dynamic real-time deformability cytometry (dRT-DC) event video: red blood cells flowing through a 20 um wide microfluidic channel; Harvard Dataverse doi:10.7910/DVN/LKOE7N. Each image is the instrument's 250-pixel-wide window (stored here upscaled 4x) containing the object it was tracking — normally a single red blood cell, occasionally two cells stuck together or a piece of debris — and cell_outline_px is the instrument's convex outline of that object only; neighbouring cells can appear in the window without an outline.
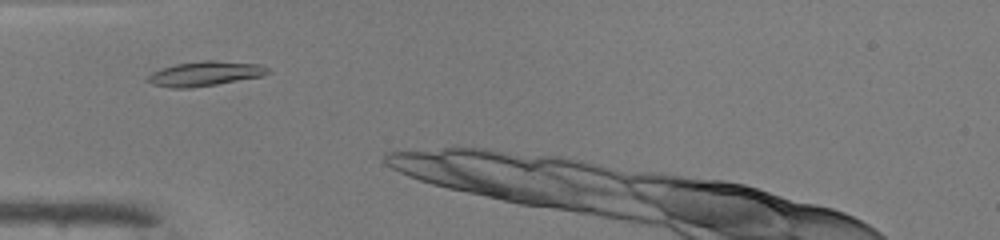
{"species": "common noctule bat (a hibernating species)", "species_latin": "Nyctalus noctula", "temperature_condition": "warm", "stored_images_in_passage": 15, "camera_frame_rate_fps": 3000, "um_per_image_px": 0.085, "animal": {"sex": "male", "body_mass_g": 19.0, "forearm_length_mm": 50.8}, "frame": {"image": 1, "passage_image": 7, "time_ms": 2.0, "image_size_px": [1000, 240], "cell_outline_px": [[268, 72], [264, 76], [216, 84], [188, 88], [172, 88], [152, 84], [148, 80], [148, 76], [152, 72], [160, 68], [176, 64], [204, 60], [212, 60], [260, 64], [268, 68]], "centroid_in_image_um": [17.42, 6.25], "position_along_channel_um": 67.6, "area_um2": 17.11}}
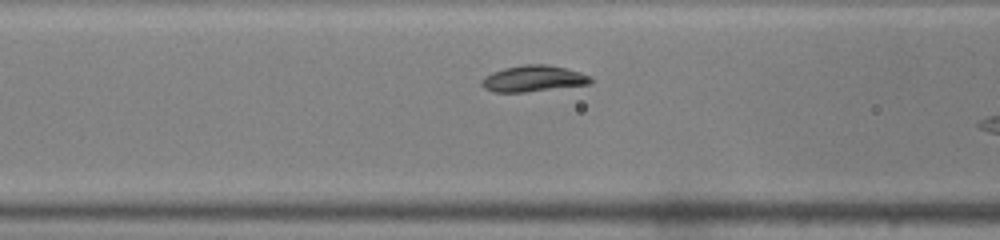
{"frame": {"image": 2, "passage_image": 11, "time_ms": 3.333, "image_size_px": [1000, 240], "cell_outline_px": [[592, 84], [524, 92], [496, 92], [484, 88], [480, 84], [480, 80], [484, 76], [492, 72], [504, 68], [524, 64], [548, 64], [580, 72], [592, 76]], "centroid_in_image_um": [45.33, 6.68], "position_along_channel_um": 121.3, "area_um2": 16.76}}